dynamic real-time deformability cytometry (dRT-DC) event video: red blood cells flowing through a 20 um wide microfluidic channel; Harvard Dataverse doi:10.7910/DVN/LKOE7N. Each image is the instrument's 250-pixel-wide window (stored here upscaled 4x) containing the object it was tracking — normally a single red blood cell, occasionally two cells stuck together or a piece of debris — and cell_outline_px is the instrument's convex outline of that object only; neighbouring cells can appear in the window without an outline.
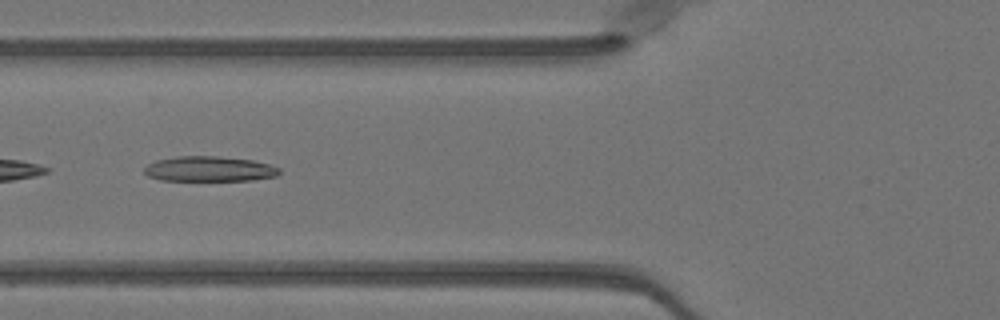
{"species": "Egyptian fruit bat (a non-hibernating species)", "species_latin": "Rousettus aegyptiacus", "temperature_condition": "warm", "stored_images_in_passage": 37, "camera_frame_rate_fps": 3000, "um_per_image_px": 0.085, "animal": {"sex": "female"}, "frame": {"image": 1, "passage_image": 6, "time_ms": 1.667, "image_size_px": [1000, 320], "cell_outline_px": [[280, 172], [276, 176], [252, 180], [160, 180], [148, 176], [144, 172], [144, 168], [148, 164], [156, 160], [176, 156], [216, 156], [252, 160], [268, 164], [280, 168]], "centroid_in_image_um": [17.77, 14.35], "position_along_channel_um": 108.0, "area_um2": 19.71}, "authors_computed_cell_mechanics": {"area_um2": 19.5364, "velocity_mm_per_s": 4.0736, "shape_relaxation_time_tau1_ms": 8.3695, "shape_relaxation_time_tau2_ms": null, "deformation_change_tau1": 0.2712, "deformation_change_tau2": null}}